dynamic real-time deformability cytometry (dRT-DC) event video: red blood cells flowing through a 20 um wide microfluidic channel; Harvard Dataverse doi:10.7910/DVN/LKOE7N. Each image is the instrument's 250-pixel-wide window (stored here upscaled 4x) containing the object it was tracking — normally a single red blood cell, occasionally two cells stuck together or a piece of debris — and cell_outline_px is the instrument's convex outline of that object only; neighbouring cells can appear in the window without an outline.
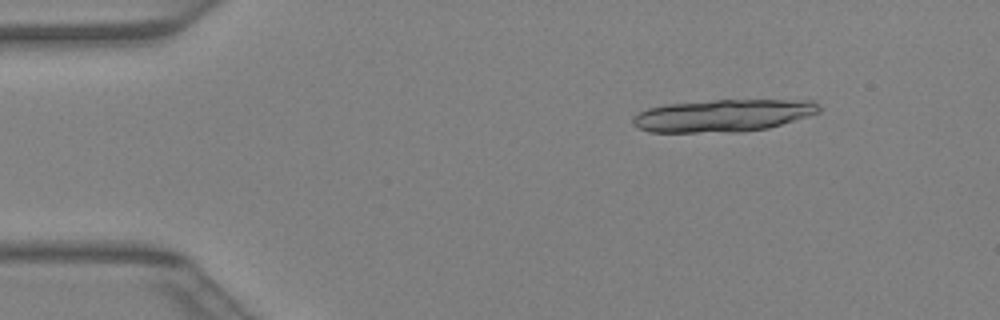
{"species": "Egyptian fruit bat (a non-hibernating species)", "species_latin": "Rousettus aegyptiacus", "temperature_condition": "warm", "stored_images_in_passage": 14, "camera_frame_rate_fps": 3000, "um_per_image_px": 0.085, "animal": {"sex": "female"}, "frame": {"image": 1, "passage_image": 5, "time_ms": 1.333, "image_size_px": [1000, 320], "cell_outline_px": [[820, 112], [808, 116], [768, 128], [740, 132], [648, 132], [632, 124], [632, 116], [648, 108], [668, 104], [716, 100], [812, 100], [820, 104]], "centroid_in_image_um": [61.46, 9.82], "position_along_channel_um": 23.5, "area_um2": 35.08}}